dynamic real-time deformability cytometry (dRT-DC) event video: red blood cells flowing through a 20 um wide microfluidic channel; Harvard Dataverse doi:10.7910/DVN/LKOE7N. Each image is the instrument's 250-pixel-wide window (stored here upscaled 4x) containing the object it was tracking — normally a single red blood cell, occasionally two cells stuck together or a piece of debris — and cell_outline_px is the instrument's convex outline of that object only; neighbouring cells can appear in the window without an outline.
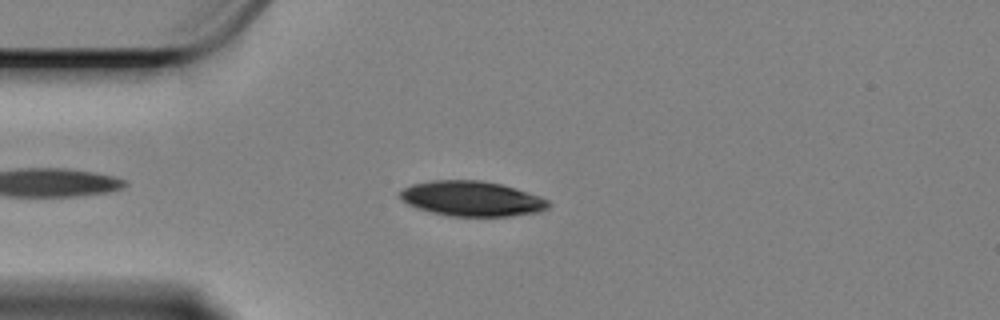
{"species": "Egyptian fruit bat (a non-hibernating species)", "species_latin": "Rousettus aegyptiacus", "temperature_condition": "cold", "stored_images_in_passage": 45, "camera_frame_rate_fps": 3000, "um_per_image_px": 0.085, "animal": {"sex": "female"}, "frame": {"image": 1, "passage_image": 6, "time_ms": 1.667, "image_size_px": [1000, 320], "cell_outline_px": [[552, 204], [548, 208], [540, 212], [512, 216], [448, 216], [416, 208], [408, 204], [396, 192], [412, 184], [432, 180], [480, 180], [500, 184], [516, 188], [540, 196], [548, 200]], "centroid_in_image_um": [40.12, 16.89], "position_along_channel_um": 44.9, "area_um2": 30.52}}
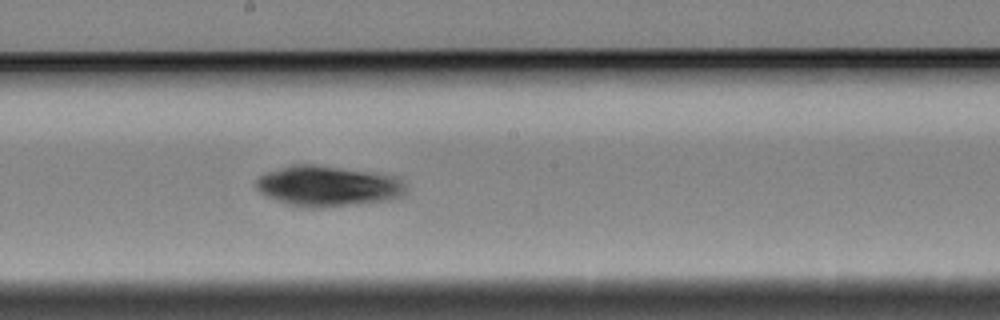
{"frame": {"image": 2, "passage_image": 23, "time_ms": 7.333, "image_size_px": [1000, 320], "cell_outline_px": [[404, 196], [392, 200], [360, 204], [324, 208], [300, 208], [284, 204], [260, 192], [256, 188], [256, 180], [260, 176], [268, 172], [292, 164], [312, 164], [396, 176], [404, 184]], "centroid_in_image_um": [27.85, 15.85], "position_along_channel_um": 220.3, "area_um2": 35.55}}
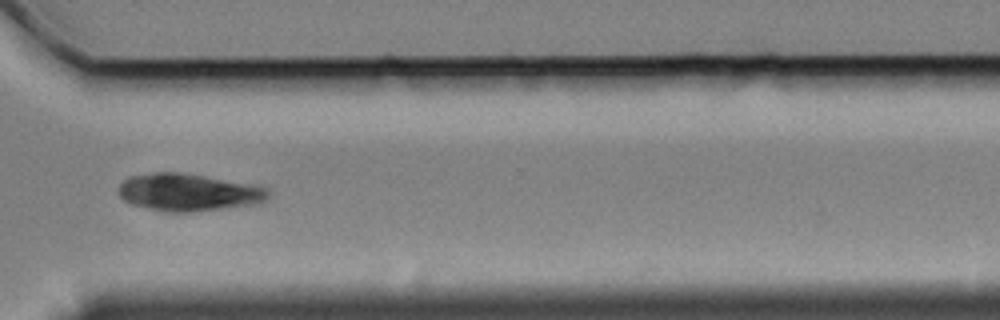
{"frame": {"image": 3, "passage_image": 35, "time_ms": 11.333, "image_size_px": [1000, 320], "cell_outline_px": [[272, 192], [268, 200], [260, 204], [192, 212], [164, 212], [132, 204], [124, 200], [120, 196], [120, 184], [128, 176], [152, 172], [180, 172], [204, 176], [248, 184], [268, 188]], "centroid_in_image_um": [16.06, 16.36], "position_along_channel_um": 354.5, "area_um2": 32.77}}